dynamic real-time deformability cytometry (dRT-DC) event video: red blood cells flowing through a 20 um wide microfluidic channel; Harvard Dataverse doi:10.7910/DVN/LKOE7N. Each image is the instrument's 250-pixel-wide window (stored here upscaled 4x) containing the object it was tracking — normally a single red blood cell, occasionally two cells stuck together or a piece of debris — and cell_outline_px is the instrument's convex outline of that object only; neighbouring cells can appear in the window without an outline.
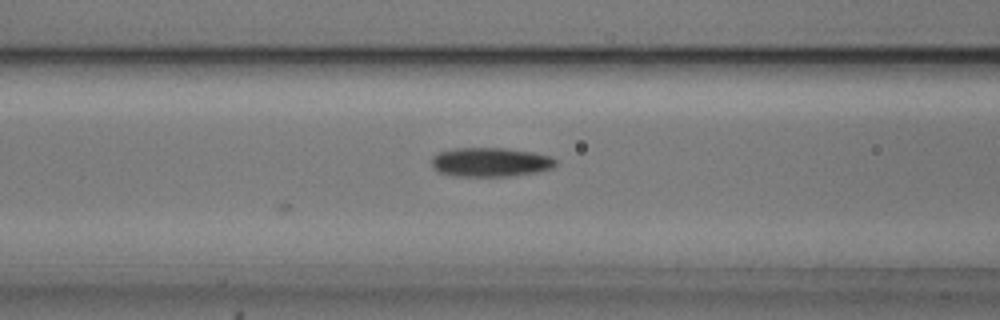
{"species": "common noctule bat (a hibernating species)", "species_latin": "Nyctalus noctula", "temperature_condition": "cold", "stored_images_in_passage": 15, "camera_frame_rate_fps": 3000, "um_per_image_px": 0.085, "animal": {"sex": "male", "body_mass_g": 20.5, "forearm_length_mm": 52.5}, "frame": {"image": 1, "passage_image": 15, "time_ms": 4.667, "image_size_px": [1000, 320], "cell_outline_px": [[556, 164], [552, 168], [540, 172], [512, 176], [456, 176], [440, 172], [432, 168], [432, 156], [440, 152], [452, 148], [504, 148], [536, 152], [552, 156], [556, 160]], "centroid_in_image_um": [41.73, 13.78], "position_along_channel_um": 124.9, "area_um2": 21.33}}